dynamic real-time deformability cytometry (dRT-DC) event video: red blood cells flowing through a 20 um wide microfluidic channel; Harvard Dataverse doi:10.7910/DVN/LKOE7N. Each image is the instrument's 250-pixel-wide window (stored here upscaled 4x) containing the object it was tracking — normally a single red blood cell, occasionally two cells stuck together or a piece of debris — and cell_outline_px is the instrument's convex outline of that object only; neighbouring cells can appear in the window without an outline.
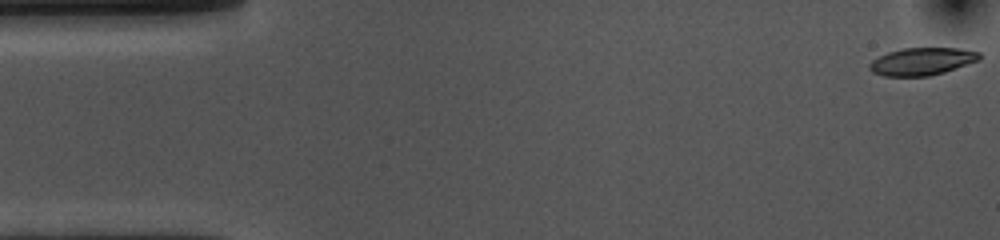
{"species": "common noctule bat (a hibernating species)", "species_latin": "Nyctalus noctula", "temperature_condition": "cold", "stored_images_in_passage": 54, "camera_frame_rate_fps": 3000, "um_per_image_px": 0.085, "animal": {"sex": "female", "body_mass_g": 10.0, "forearm_length_mm": 53.1}, "frame": {"image": 1, "passage_image": 1, "time_ms": 0.0, "image_size_px": [1000, 240], "cell_outline_px": [[980, 60], [944, 72], [928, 76], [884, 76], [872, 72], [868, 68], [868, 64], [872, 60], [888, 52], [904, 48], [960, 48], [980, 52]], "centroid_in_image_um": [78.36, 5.22], "position_along_channel_um": 6.6, "area_um2": 17.63}}
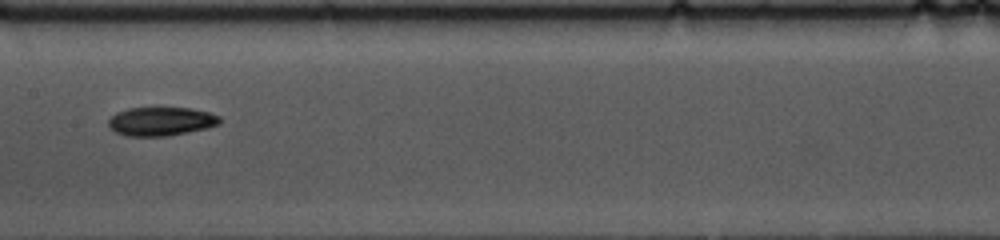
{"frame": {"image": 2, "passage_image": 26, "time_ms": 8.333, "image_size_px": [1000, 240], "cell_outline_px": [[220, 124], [208, 128], [168, 136], [124, 136], [116, 132], [108, 124], [108, 120], [116, 112], [128, 108], [192, 108], [208, 112], [220, 116]], "centroid_in_image_um": [13.7, 10.32], "position_along_channel_um": 193.7, "area_um2": 18.67}}
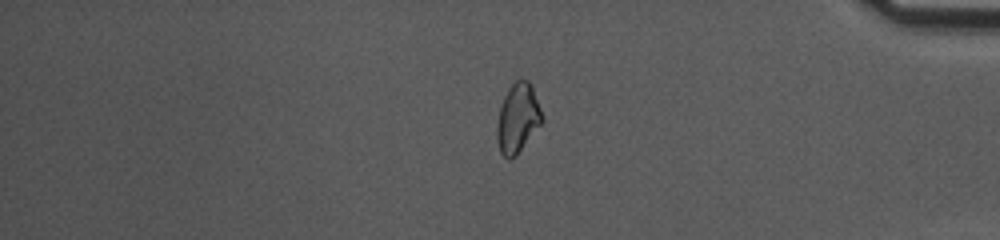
{"frame": {"image": 3, "passage_image": 45, "time_ms": 14.667, "image_size_px": [1000, 240], "cell_outline_px": [[544, 120], [516, 156], [508, 160], [500, 152], [496, 140], [496, 128], [500, 108], [504, 96], [508, 88], [516, 80], [528, 80], [532, 84], [544, 116]], "centroid_in_image_um": [44.02, 10.05], "position_along_channel_um": 391.2, "area_um2": 18.44}, "authors_computed_cell_mechanics": {"area_um2": 18.5827, "velocity_mm_per_s": 3.6245, "shape_relaxation_time_tau1_ms": 3.6366, "shape_relaxation_time_tau2_ms": null, "deformation_change_tau1": 0.1137, "deformation_change_tau2": null}}